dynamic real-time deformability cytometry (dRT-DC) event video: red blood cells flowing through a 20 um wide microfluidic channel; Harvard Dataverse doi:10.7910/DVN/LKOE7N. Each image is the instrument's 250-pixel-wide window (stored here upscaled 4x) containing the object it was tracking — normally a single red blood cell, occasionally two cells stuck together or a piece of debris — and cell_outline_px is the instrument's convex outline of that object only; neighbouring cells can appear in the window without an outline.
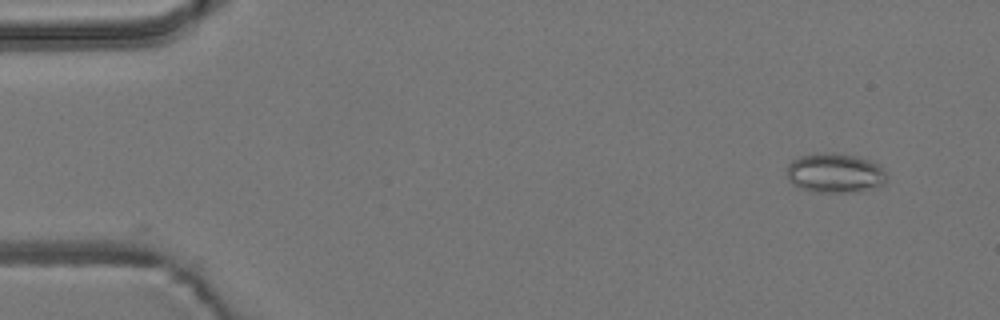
{"species": "common noctule bat (a hibernating species)", "species_latin": "Nyctalus noctula", "temperature_condition": "room temperature", "stored_images_in_passage": 6, "camera_frame_rate_fps": 3000, "um_per_image_px": 0.085, "animal": {"sex": "male", "body_mass_g": 19.2, "forearm_length_mm": 51.8}, "frame": {"image": 1, "passage_image": 1, "time_ms": 0.0, "image_size_px": [1000, 320], "cell_outline_px": [[884, 184], [876, 188], [860, 192], [812, 192], [800, 188], [792, 184], [788, 180], [788, 164], [792, 160], [800, 156], [828, 152], [836, 152], [856, 156], [868, 160], [876, 164], [884, 172]], "centroid_in_image_um": [70.94, 14.72], "position_along_channel_um": 14.1, "area_um2": 23.0}}
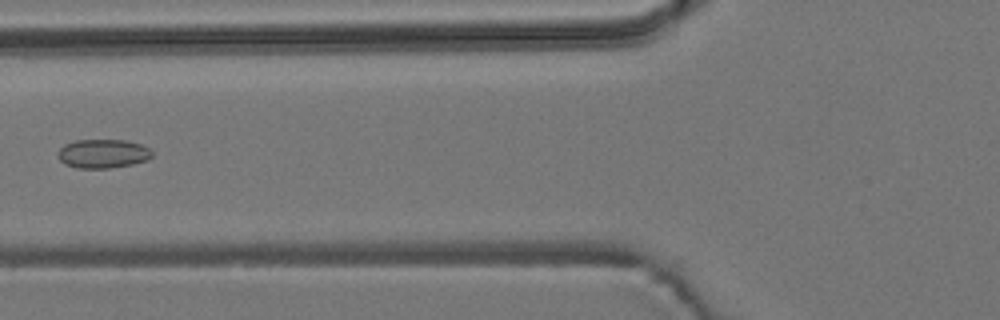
{"frame": {"image": 2, "passage_image": 6, "time_ms": 5.667, "image_size_px": [1000, 320], "cell_outline_px": [[152, 156], [148, 160], [132, 164], [108, 168], [76, 168], [64, 164], [56, 156], [56, 152], [64, 144], [76, 140], [128, 140], [140, 144], [148, 148], [152, 152]], "centroid_in_image_um": [8.71, 13.06], "position_along_channel_um": 117.1, "area_um2": 16.01}}